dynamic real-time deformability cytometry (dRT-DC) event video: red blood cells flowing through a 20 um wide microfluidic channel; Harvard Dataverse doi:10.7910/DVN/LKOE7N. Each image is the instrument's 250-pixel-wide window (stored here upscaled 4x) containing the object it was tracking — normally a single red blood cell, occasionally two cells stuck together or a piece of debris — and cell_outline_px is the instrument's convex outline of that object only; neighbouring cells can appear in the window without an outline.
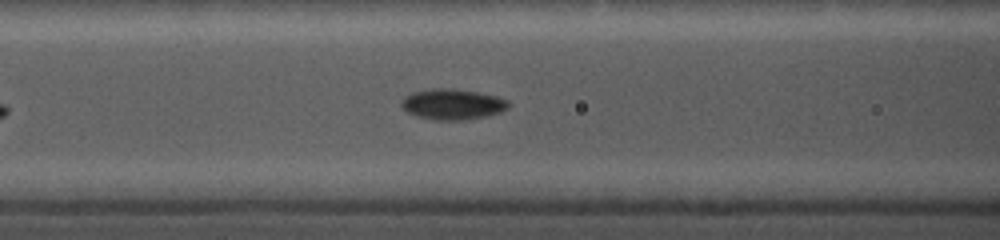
{"species": "common noctule bat (a hibernating species)", "species_latin": "Nyctalus noctula", "temperature_condition": "cold", "stored_images_in_passage": 56, "camera_frame_rate_fps": 5000, "um_per_image_px": 0.085, "animal": {"sex": "female", "body_mass_g": 19.0, "forearm_length_mm": 56.7}, "frame": {"image": 1, "passage_image": 13, "time_ms": 4.4, "image_size_px": [1000, 240], "cell_outline_px": [[512, 104], [508, 108], [500, 112], [484, 116], [460, 120], [436, 120], [416, 116], [408, 112], [400, 104], [400, 100], [404, 96], [412, 92], [432, 88], [448, 88], [476, 92], [496, 96], [508, 100]], "centroid_in_image_um": [38.44, 8.85], "position_along_channel_um": 128.2, "area_um2": 19.07}}
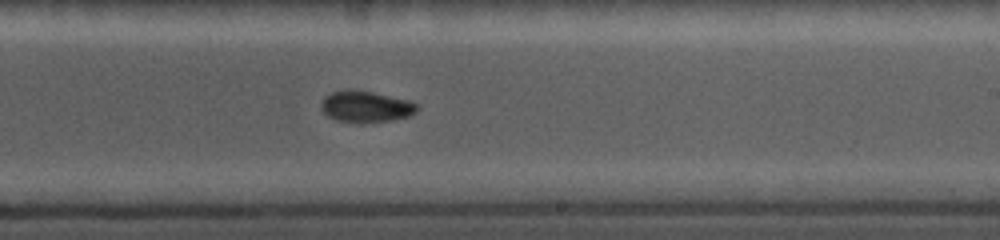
{"frame": {"image": 2, "passage_image": 32, "time_ms": 7.8, "image_size_px": [1000, 240], "cell_outline_px": [[420, 108], [416, 112], [408, 116], [392, 120], [336, 120], [328, 116], [320, 108], [320, 104], [324, 96], [332, 92], [352, 88], [372, 92], [408, 100], [420, 104]], "centroid_in_image_um": [31.1, 9.01], "position_along_channel_um": 257.9, "area_um2": 17.11}}
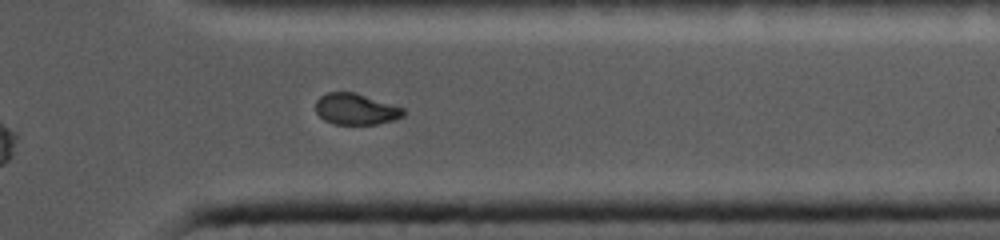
{"frame": {"image": 3, "passage_image": 51, "time_ms": 11.0, "image_size_px": [1000, 240], "cell_outline_px": [[404, 116], [396, 120], [376, 124], [332, 124], [324, 120], [316, 112], [316, 100], [320, 96], [328, 92], [356, 92], [404, 108]], "centroid_in_image_um": [30.25, 9.27], "position_along_channel_um": 381.1, "area_um2": 16.07}}